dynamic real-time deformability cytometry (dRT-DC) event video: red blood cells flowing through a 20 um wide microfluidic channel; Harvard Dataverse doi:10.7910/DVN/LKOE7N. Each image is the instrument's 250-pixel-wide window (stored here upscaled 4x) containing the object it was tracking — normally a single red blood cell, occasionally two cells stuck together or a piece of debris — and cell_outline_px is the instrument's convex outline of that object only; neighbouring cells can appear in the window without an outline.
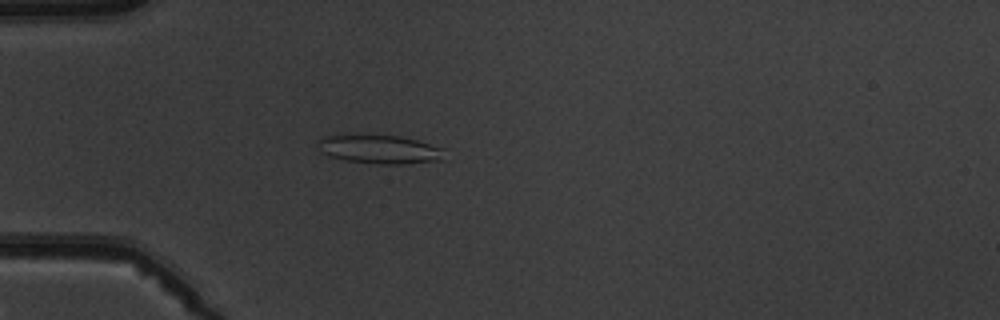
{"species": "common noctule bat (a hibernating species)", "species_latin": "Nyctalus noctula", "temperature_condition": "warm", "stored_images_in_passage": 5, "camera_frame_rate_fps": 3000, "um_per_image_px": 0.085, "animal": {"sex": "male", "body_mass_g": 19.5, "forearm_length_mm": 54.6}, "frame": {"image": 1, "passage_image": 5, "time_ms": 4.667, "image_size_px": [1000, 320], "cell_outline_px": [[444, 160], [404, 164], [376, 164], [344, 160], [328, 156], [320, 152], [316, 144], [316, 140], [324, 136], [400, 136], [416, 140], [444, 148]], "centroid_in_image_um": [32.26, 12.72], "position_along_channel_um": 52.7, "area_um2": 21.15}}